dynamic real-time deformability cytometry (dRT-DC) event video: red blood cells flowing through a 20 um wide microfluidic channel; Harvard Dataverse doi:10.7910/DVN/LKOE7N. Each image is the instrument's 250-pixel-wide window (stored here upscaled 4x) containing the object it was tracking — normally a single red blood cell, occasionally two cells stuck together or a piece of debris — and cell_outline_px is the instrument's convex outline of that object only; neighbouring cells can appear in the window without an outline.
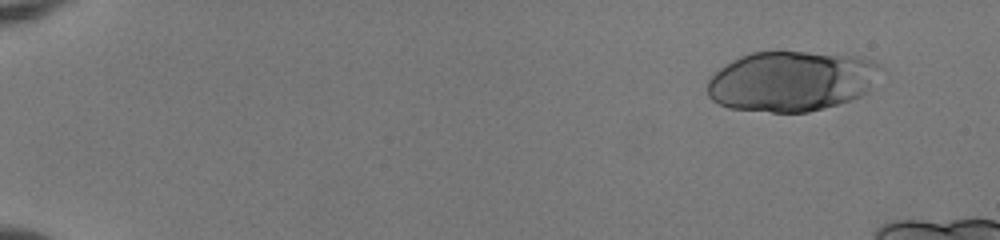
{"species": "human", "species_latin": "Homo sapiens", "temperature_condition": "room temperature", "stored_images_in_passage": 46, "camera_frame_rate_fps": 3000, "um_per_image_px": 0.085, "donor": {"sex": "female"}, "frame": {"image": 1, "passage_image": 1, "time_ms": 0.0, "image_size_px": [1000, 240], "cell_outline_px": [[884, 68], [868, 92], [860, 96], [836, 104], [808, 112], [772, 112], [728, 108], [712, 100], [708, 96], [708, 80], [720, 68], [732, 60], [740, 56], [752, 52], [808, 52], [856, 56], [868, 60]], "centroid_in_image_um": [67.26, 6.9], "position_along_channel_um": 17.7, "area_um2": 60.63}}